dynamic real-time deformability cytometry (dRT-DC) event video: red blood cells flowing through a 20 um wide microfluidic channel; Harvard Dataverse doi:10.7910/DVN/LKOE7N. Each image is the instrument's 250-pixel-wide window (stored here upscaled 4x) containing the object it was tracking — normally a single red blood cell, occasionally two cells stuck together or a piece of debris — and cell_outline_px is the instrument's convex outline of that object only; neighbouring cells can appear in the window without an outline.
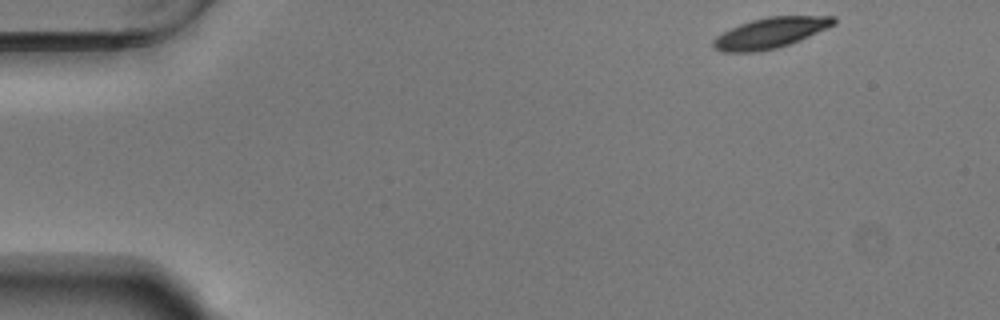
{"species": "Egyptian fruit bat (a non-hibernating species)", "species_latin": "Rousettus aegyptiacus", "temperature_condition": "warm", "stored_images_in_passage": 50, "camera_frame_rate_fps": 3000, "um_per_image_px": 0.085, "animal": {"sex": "male"}, "frame": {"image": 1, "passage_image": 1, "time_ms": 0.0, "image_size_px": [1000, 320], "cell_outline_px": [[836, 24], [800, 40], [776, 48], [752, 52], [720, 52], [712, 44], [712, 40], [716, 36], [740, 24], [752, 20], [768, 16], [836, 16]], "centroid_in_image_um": [65.49, 2.79], "position_along_channel_um": 19.5, "area_um2": 21.27}}
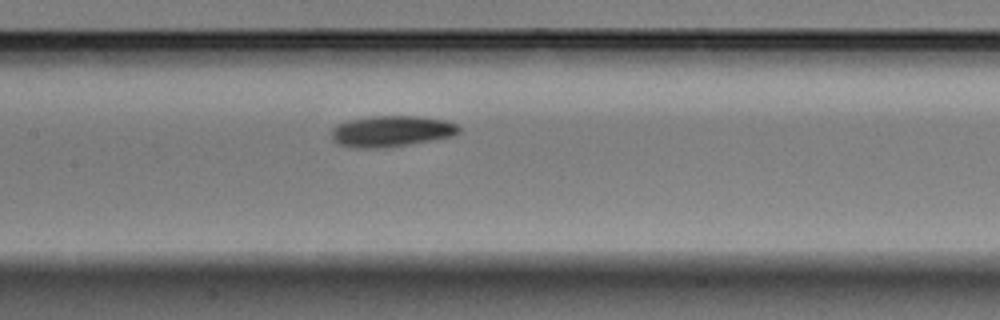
{"frame": {"image": 2, "passage_image": 22, "time_ms": 7.0, "image_size_px": [1000, 320], "cell_outline_px": [[460, 132], [452, 136], [392, 148], [352, 148], [336, 144], [332, 140], [332, 128], [336, 124], [348, 120], [368, 116], [416, 116], [444, 120], [456, 124], [460, 128]], "centroid_in_image_um": [33.22, 11.17], "position_along_channel_um": 174.2, "area_um2": 23.47}}
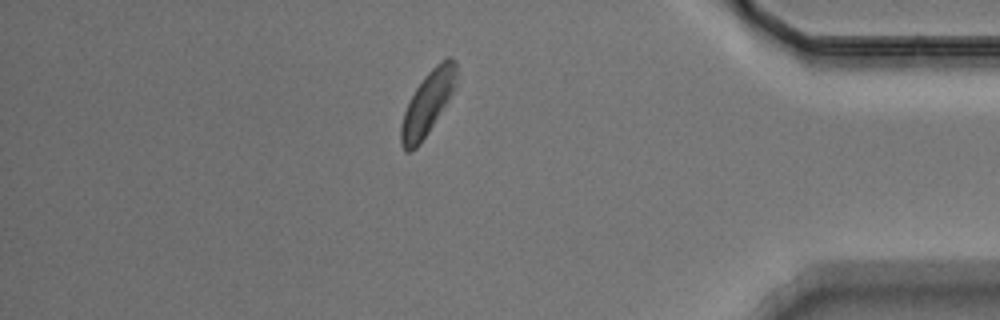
{"frame": {"image": 3, "passage_image": 43, "time_ms": 14.0, "image_size_px": [1000, 320], "cell_outline_px": [[456, 84], [452, 92], [428, 132], [420, 144], [412, 152], [404, 152], [400, 144], [400, 124], [404, 112], [416, 88], [424, 76], [440, 60], [448, 56], [456, 60]], "centroid_in_image_um": [36.32, 8.78], "position_along_channel_um": 398.9, "area_um2": 20.17}, "authors_computed_cell_mechanics": {"area_um2": 21.8484, "velocity_mm_per_s": 3.6665, "shape_relaxation_time_tau1_ms": 1.8578, "shape_relaxation_time_tau2_ms": 6.6812, "deformation_change_tau1": 0.1134, "deformation_change_tau2": 0.1283}}